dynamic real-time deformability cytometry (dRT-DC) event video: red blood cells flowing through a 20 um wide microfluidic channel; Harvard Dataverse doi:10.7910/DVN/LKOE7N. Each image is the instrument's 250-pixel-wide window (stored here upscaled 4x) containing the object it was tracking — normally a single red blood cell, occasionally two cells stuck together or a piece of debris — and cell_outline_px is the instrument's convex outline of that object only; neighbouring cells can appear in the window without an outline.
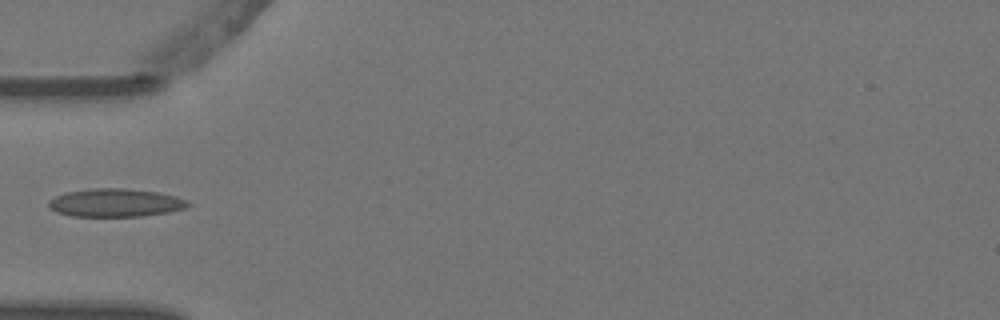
{"species": "Egyptian fruit bat (a non-hibernating species)", "species_latin": "Rousettus aegyptiacus", "temperature_condition": "warm", "stored_images_in_passage": 1, "camera_frame_rate_fps": 3000, "um_per_image_px": 0.085, "animal": {"sex": "female"}, "frame": {"image": 1, "passage_image": 1, "time_ms": 0.0, "image_size_px": [1000, 320], "cell_outline_px": [[188, 204], [184, 208], [168, 212], [140, 216], [72, 216], [56, 212], [48, 204], [48, 200], [64, 192], [92, 188], [124, 188], [156, 192], [176, 196], [188, 200]], "centroid_in_image_um": [9.78, 17.22], "position_along_channel_um": 75.2, "area_um2": 22.72}}